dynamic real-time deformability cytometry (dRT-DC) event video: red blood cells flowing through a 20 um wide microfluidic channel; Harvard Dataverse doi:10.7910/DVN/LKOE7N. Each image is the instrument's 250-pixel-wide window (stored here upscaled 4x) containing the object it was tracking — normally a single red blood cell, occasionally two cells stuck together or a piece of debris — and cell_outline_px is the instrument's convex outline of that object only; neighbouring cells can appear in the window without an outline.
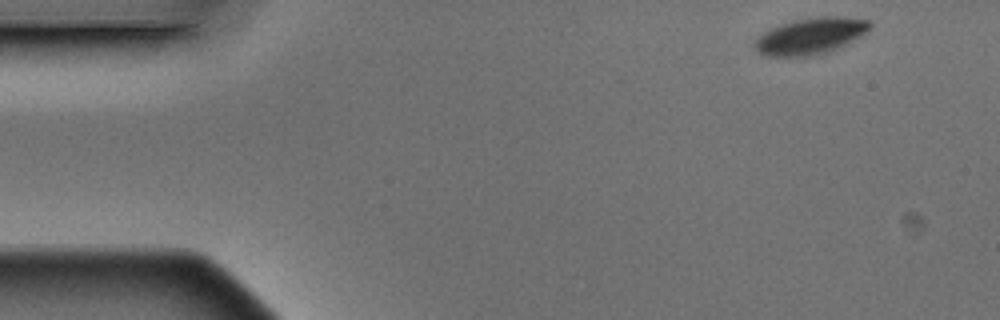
{"species": "Egyptian fruit bat (a non-hibernating species)", "species_latin": "Rousettus aegyptiacus", "temperature_condition": "warm", "stored_images_in_passage": 4, "camera_frame_rate_fps": 3000, "um_per_image_px": 0.085, "animal": {"sex": "male"}, "frame": {"image": 1, "passage_image": 1, "time_ms": 0.0, "image_size_px": [1000, 320], "cell_outline_px": [[872, 28], [860, 36], [840, 48], [828, 52], [812, 56], [768, 56], [760, 52], [756, 48], [756, 36], [772, 28], [796, 20], [824, 16], [840, 16], [872, 20]], "centroid_in_image_um": [68.97, 3.06], "position_along_channel_um": 16.0, "area_um2": 24.28}}
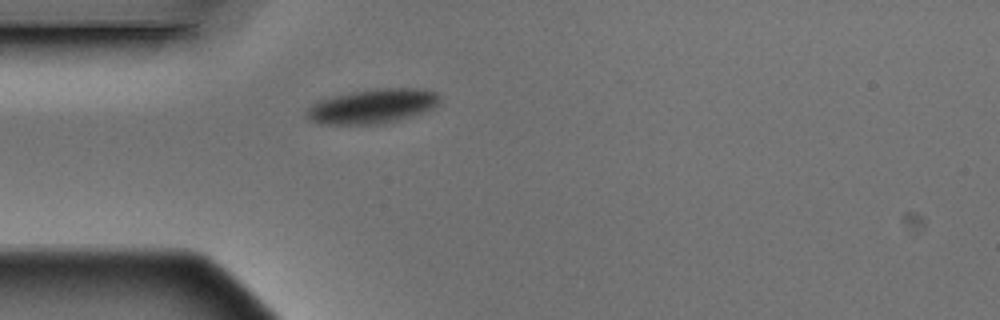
{"frame": {"image": 2, "passage_image": 4, "time_ms": 1.0, "image_size_px": [1000, 320], "cell_outline_px": [[440, 100], [432, 108], [396, 120], [380, 124], [320, 124], [308, 120], [304, 116], [304, 112], [312, 104], [336, 96], [352, 92], [380, 88], [424, 88], [436, 92], [440, 96]], "centroid_in_image_um": [31.63, 9.03], "position_along_channel_um": 53.4, "area_um2": 26.36}}